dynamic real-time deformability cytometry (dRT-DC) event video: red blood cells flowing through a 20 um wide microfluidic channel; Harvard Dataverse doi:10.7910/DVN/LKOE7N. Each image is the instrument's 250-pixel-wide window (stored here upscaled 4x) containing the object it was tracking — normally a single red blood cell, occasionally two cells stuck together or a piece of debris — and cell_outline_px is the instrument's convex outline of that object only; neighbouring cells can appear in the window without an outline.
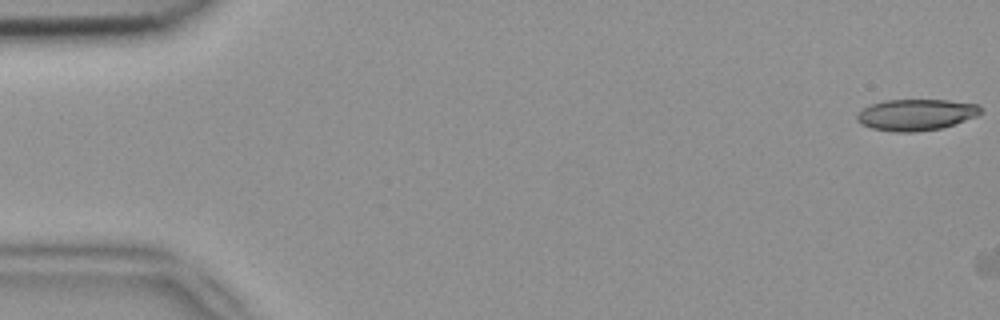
{"species": "common noctule bat (a hibernating species)", "species_latin": "Nyctalus noctula", "temperature_condition": "room temperature", "stored_images_in_passage": 2, "camera_frame_rate_fps": 3000, "um_per_image_px": 0.085, "animal": {"sex": "female", "body_mass_g": 18.4}, "frame": {"image": 1, "passage_image": 1, "time_ms": 0.0, "image_size_px": [1000, 320], "cell_outline_px": [[984, 112], [976, 116], [940, 128], [916, 132], [892, 132], [872, 128], [860, 124], [856, 120], [856, 112], [868, 104], [884, 100], [948, 100], [980, 104]], "centroid_in_image_um": [77.82, 9.74], "position_along_channel_um": 7.2, "area_um2": 22.89}}